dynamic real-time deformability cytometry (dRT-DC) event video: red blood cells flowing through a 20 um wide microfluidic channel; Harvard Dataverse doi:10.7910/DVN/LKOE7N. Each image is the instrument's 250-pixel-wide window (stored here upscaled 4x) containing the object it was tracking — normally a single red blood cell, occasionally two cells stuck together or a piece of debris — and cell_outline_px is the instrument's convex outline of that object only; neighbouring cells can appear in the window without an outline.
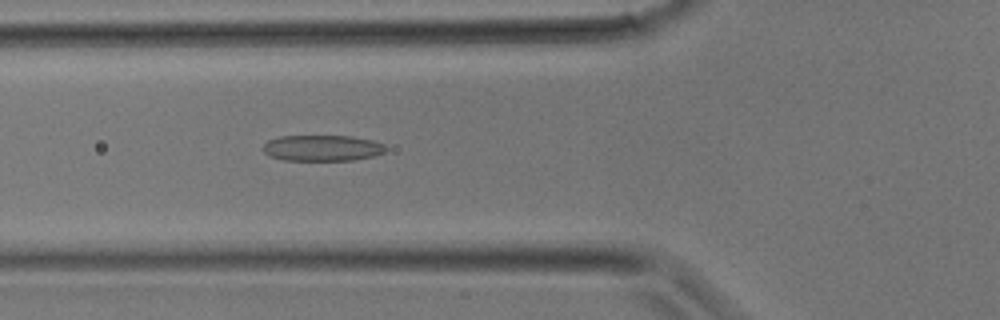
{"species": "common noctule bat (a hibernating species)", "species_latin": "Nyctalus noctula", "temperature_condition": "room temperature", "stored_images_in_passage": 33, "camera_frame_rate_fps": 3000, "um_per_image_px": 0.085, "animal": {"sex": "male", "body_mass_g": 17.9}, "frame": {"image": 1, "passage_image": 12, "time_ms": 3.667, "image_size_px": [1000, 320], "cell_outline_px": [[388, 148], [384, 152], [372, 156], [352, 160], [284, 160], [272, 156], [264, 152], [260, 148], [268, 140], [280, 136], [352, 136], [372, 140], [384, 144]], "centroid_in_image_um": [27.39, 12.57], "position_along_channel_um": 98.4, "area_um2": 18.55}}
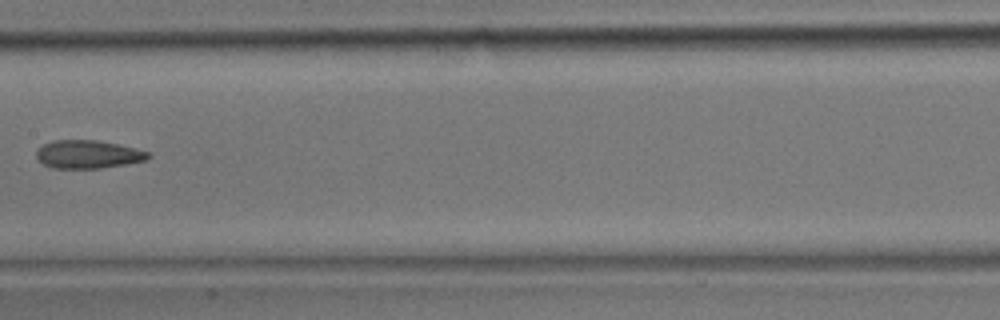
{"frame": {"image": 2, "passage_image": 17, "time_ms": 5.333, "image_size_px": [1000, 320], "cell_outline_px": [[152, 156], [148, 160], [100, 168], [52, 168], [44, 164], [36, 156], [36, 152], [44, 144], [56, 140], [96, 140], [116, 144], [148, 152]], "centroid_in_image_um": [7.48, 13.12], "position_along_channel_um": 199.9, "area_um2": 18.03}}
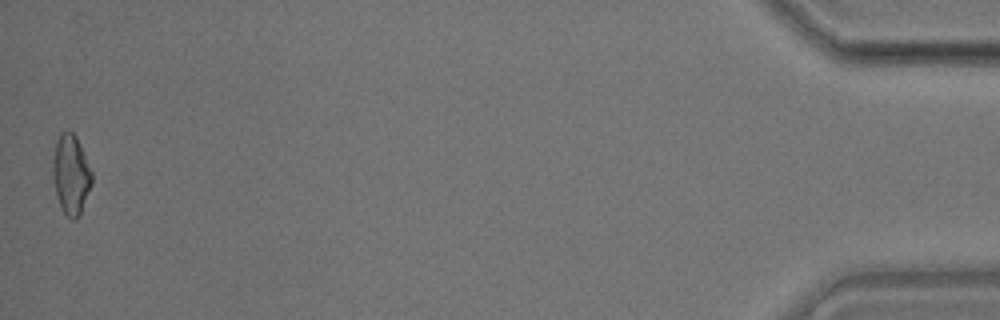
{"frame": {"image": 3, "passage_image": 33, "time_ms": 10.667, "image_size_px": [1000, 320], "cell_outline_px": [[92, 184], [80, 216], [76, 220], [72, 220], [64, 212], [60, 204], [56, 192], [52, 176], [52, 160], [56, 140], [60, 132], [68, 128], [76, 136], [92, 172]], "centroid_in_image_um": [6.02, 14.81], "position_along_channel_um": 429.2, "area_um2": 18.32}}